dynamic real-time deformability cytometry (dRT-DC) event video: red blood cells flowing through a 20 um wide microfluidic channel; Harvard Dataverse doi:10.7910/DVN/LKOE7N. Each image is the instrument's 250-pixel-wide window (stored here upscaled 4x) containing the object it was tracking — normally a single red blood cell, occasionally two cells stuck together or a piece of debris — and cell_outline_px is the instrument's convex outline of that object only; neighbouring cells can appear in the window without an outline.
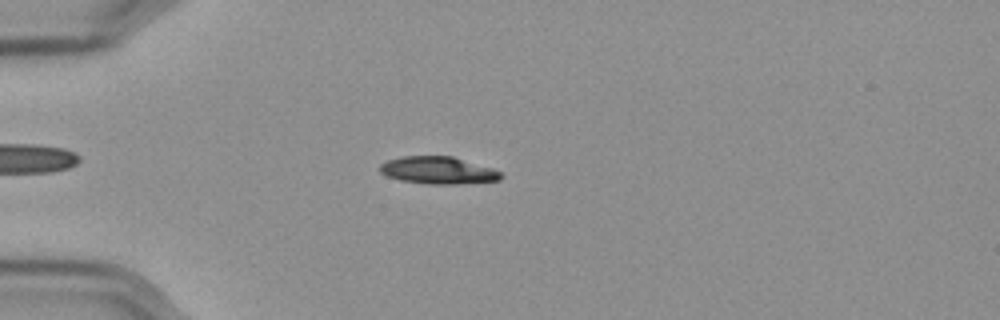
{"species": "Egyptian fruit bat (a non-hibernating species)", "species_latin": "Rousettus aegyptiacus", "temperature_condition": "cold", "stored_images_in_passage": 54, "camera_frame_rate_fps": 3000, "um_per_image_px": 0.085, "frame": {"image": 1, "passage_image": 13, "time_ms": 4.0, "image_size_px": [1000, 320], "cell_outline_px": [[504, 176], [500, 180], [456, 184], [428, 184], [400, 180], [388, 176], [380, 172], [380, 164], [388, 160], [404, 156], [452, 156], [492, 168], [500, 172]], "centroid_in_image_um": [37.25, 14.48], "position_along_channel_um": 47.8, "area_um2": 19.13}}
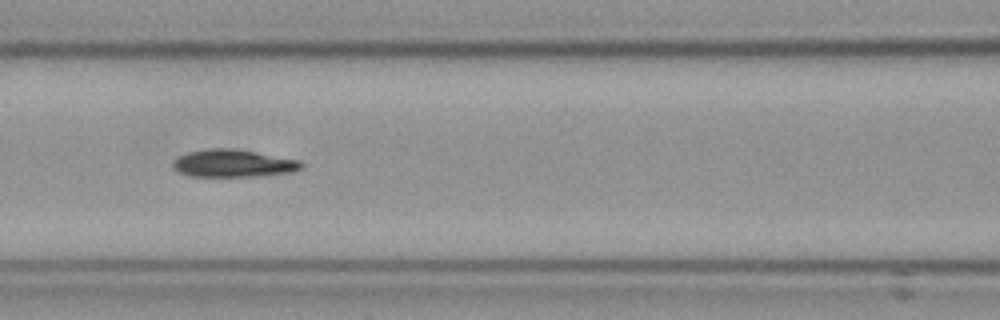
{"frame": {"image": 2, "passage_image": 23, "time_ms": 7.333, "image_size_px": [1000, 320], "cell_outline_px": [[304, 164], [300, 168], [292, 172], [260, 176], [188, 176], [180, 172], [172, 164], [172, 160], [188, 152], [212, 148], [228, 148], [252, 152], [296, 160]], "centroid_in_image_um": [19.78, 13.9], "position_along_channel_um": 146.8, "area_um2": 20.06}}
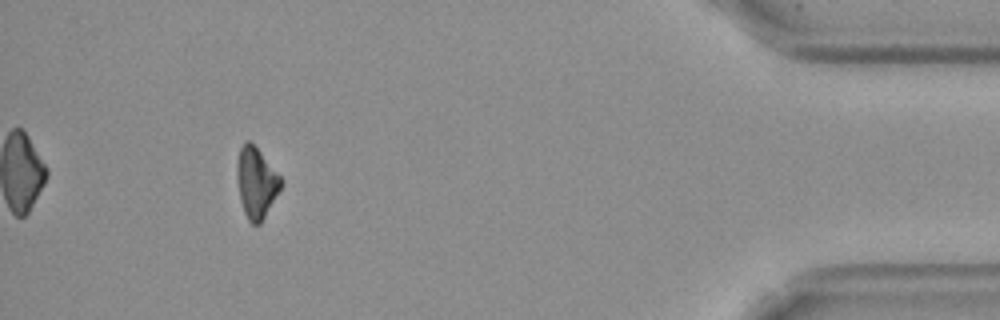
{"frame": {"image": 3, "passage_image": 50, "time_ms": 16.333, "image_size_px": [1000, 320], "cell_outline_px": [[280, 188], [260, 224], [252, 224], [248, 220], [244, 212], [240, 200], [236, 172], [236, 164], [240, 148], [244, 140], [248, 140], [260, 152], [280, 176]], "centroid_in_image_um": [21.73, 15.52], "position_along_channel_um": 413.5, "area_um2": 17.63}}